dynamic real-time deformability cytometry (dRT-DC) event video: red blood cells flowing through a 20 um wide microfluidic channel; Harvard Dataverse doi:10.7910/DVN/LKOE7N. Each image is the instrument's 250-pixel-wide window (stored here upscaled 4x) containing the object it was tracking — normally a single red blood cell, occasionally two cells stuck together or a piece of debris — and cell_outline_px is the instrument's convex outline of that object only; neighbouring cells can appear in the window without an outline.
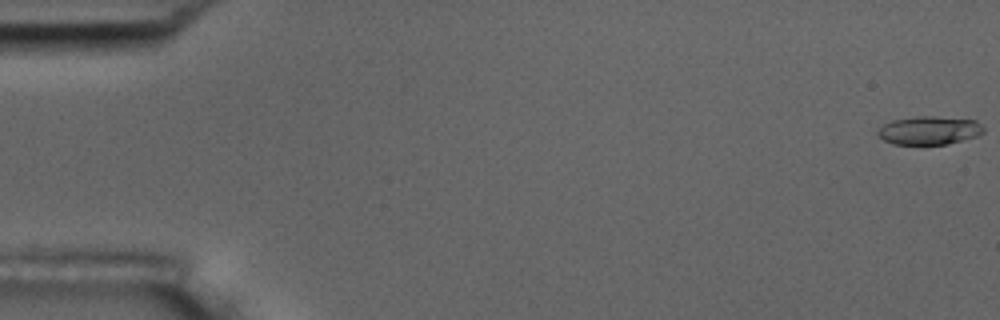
{"species": "common noctule bat (a hibernating species)", "species_latin": "Nyctalus noctula", "temperature_condition": "room temperature", "stored_images_in_passage": 5, "camera_frame_rate_fps": 3000, "um_per_image_px": 0.085, "animal": {"sex": "male", "body_mass_g": 17.5, "forearm_length_mm": 52.3}, "frame": {"image": 1, "passage_image": 1, "time_ms": 0.0, "image_size_px": [1000, 320], "cell_outline_px": [[984, 132], [976, 136], [948, 144], [892, 144], [884, 140], [876, 132], [884, 124], [892, 120], [916, 116], [932, 116], [976, 120], [984, 128]], "centroid_in_image_um": [78.98, 11.08], "position_along_channel_um": 6.0, "area_um2": 17.4}}
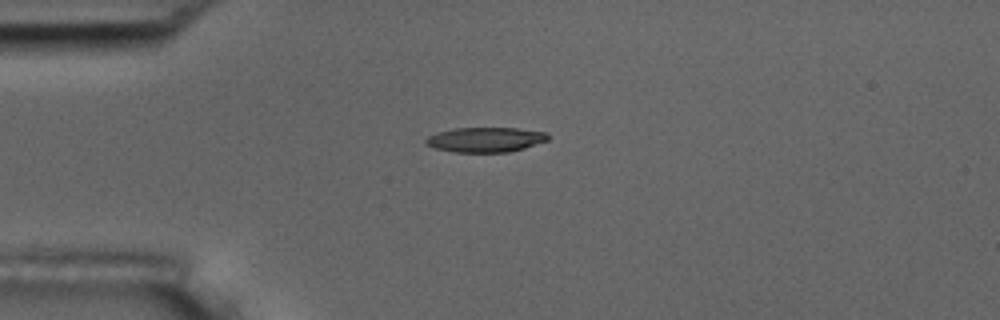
{"frame": {"image": 2, "passage_image": 5, "time_ms": 4.667, "image_size_px": [1000, 320], "cell_outline_px": [[548, 140], [524, 148], [508, 152], [452, 152], [436, 148], [424, 144], [424, 140], [428, 136], [436, 132], [452, 128], [516, 128], [544, 132], [548, 136]], "centroid_in_image_um": [41.2, 11.87], "position_along_channel_um": 43.8, "area_um2": 17.69}}